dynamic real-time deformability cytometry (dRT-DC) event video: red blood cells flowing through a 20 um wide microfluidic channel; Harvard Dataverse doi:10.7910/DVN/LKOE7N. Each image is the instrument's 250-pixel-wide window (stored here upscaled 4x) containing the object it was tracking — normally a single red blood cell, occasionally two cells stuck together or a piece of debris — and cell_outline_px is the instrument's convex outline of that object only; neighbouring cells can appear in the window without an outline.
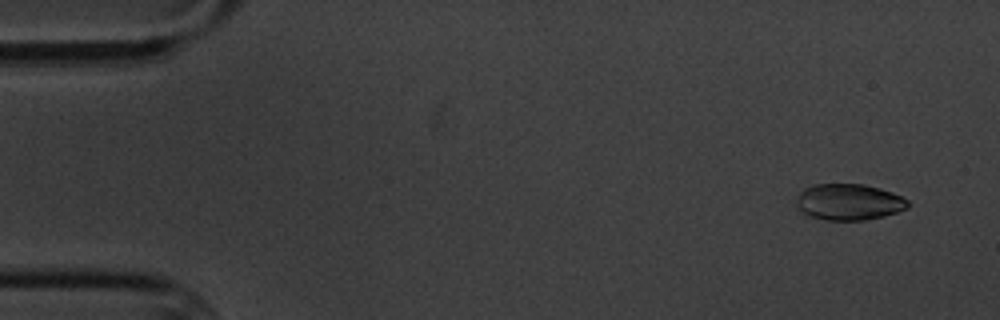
{"species": "common noctule bat (a hibernating species)", "species_latin": "Nyctalus noctula", "temperature_condition": "cold", "stored_images_in_passage": 4, "camera_frame_rate_fps": 3000, "um_per_image_px": 0.085, "animal": {"sex": "male", "body_mass_g": 20.1, "forearm_length_mm": 53.5}, "frame": {"image": 1, "passage_image": 1, "time_ms": 0.0, "image_size_px": [1000, 320], "cell_outline_px": [[908, 208], [884, 216], [864, 220], [824, 220], [812, 216], [804, 212], [796, 204], [796, 200], [800, 192], [804, 188], [812, 184], [864, 184], [880, 188], [892, 192], [908, 200]], "centroid_in_image_um": [72.16, 17.16], "position_along_channel_um": 12.8, "area_um2": 23.47}}
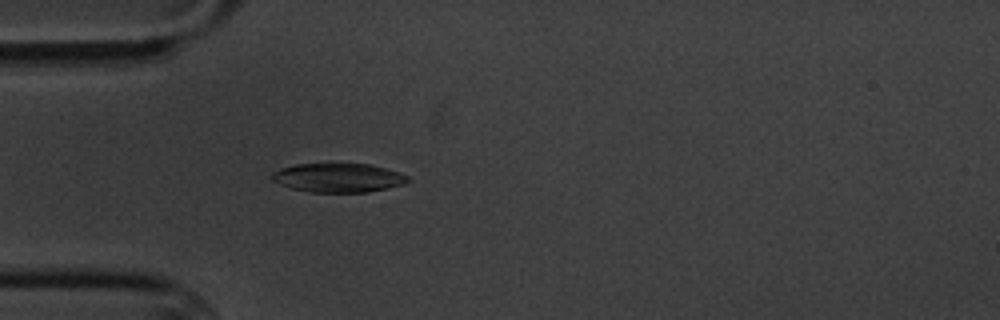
{"frame": {"image": 2, "passage_image": 4, "time_ms": 4.333, "image_size_px": [1000, 320], "cell_outline_px": [[412, 180], [404, 184], [388, 188], [368, 192], [312, 192], [292, 188], [280, 184], [272, 180], [272, 172], [280, 168], [296, 164], [332, 160], [368, 164], [384, 168], [408, 176]], "centroid_in_image_um": [28.73, 15.06], "position_along_channel_um": 56.3, "area_um2": 23.81}}